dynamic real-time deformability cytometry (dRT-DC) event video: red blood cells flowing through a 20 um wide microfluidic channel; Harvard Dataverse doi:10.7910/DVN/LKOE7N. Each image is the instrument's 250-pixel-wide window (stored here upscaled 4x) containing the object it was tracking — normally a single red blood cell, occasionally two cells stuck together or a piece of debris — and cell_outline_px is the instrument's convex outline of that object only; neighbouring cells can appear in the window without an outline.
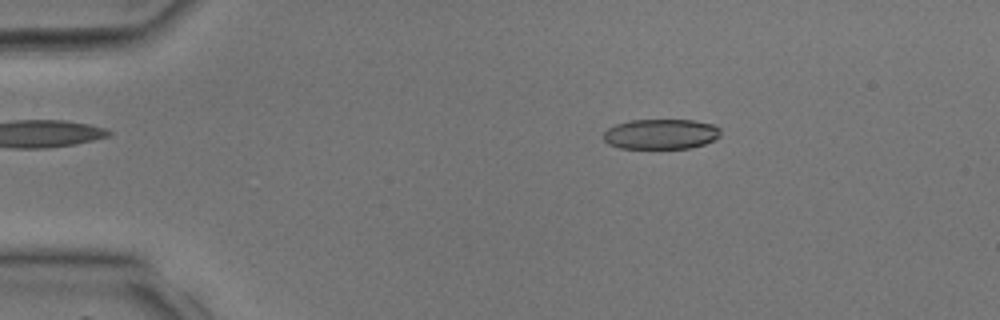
{"species": "common noctule bat (a hibernating species)", "species_latin": "Nyctalus noctula", "temperature_condition": "room temperature", "stored_images_in_passage": 37, "camera_frame_rate_fps": 3000, "um_per_image_px": 0.085, "animal": {"sex": "male", "body_mass_g": 17.9, "forearm_length_mm": 54.2}, "frame": {"image": 1, "passage_image": 6, "time_ms": 1.667, "image_size_px": [1000, 320], "cell_outline_px": [[720, 136], [704, 144], [688, 148], [620, 148], [608, 144], [604, 140], [604, 132], [608, 128], [616, 124], [632, 120], [692, 120], [716, 124], [720, 128]], "centroid_in_image_um": [56.19, 11.39], "position_along_channel_um": 28.8, "area_um2": 20.58}}
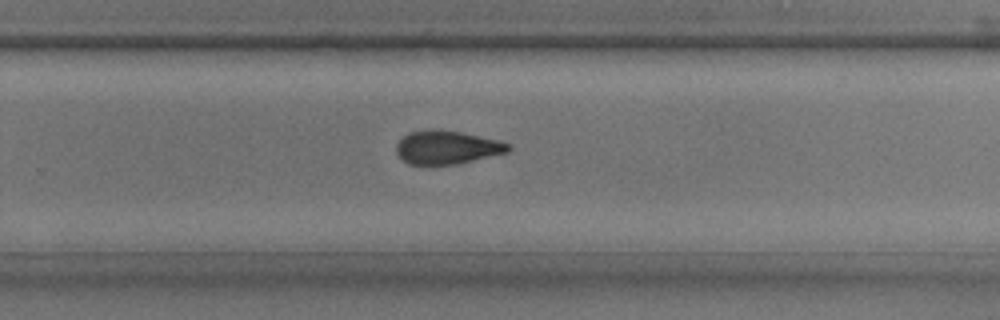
{"frame": {"image": 2, "passage_image": 24, "time_ms": 7.667, "image_size_px": [1000, 320], "cell_outline_px": [[512, 148], [508, 152], [456, 164], [408, 164], [396, 152], [396, 144], [408, 132], [428, 128], [460, 132], [500, 140], [512, 144]], "centroid_in_image_um": [38.01, 12.51], "position_along_channel_um": 291.8, "area_um2": 21.85}}
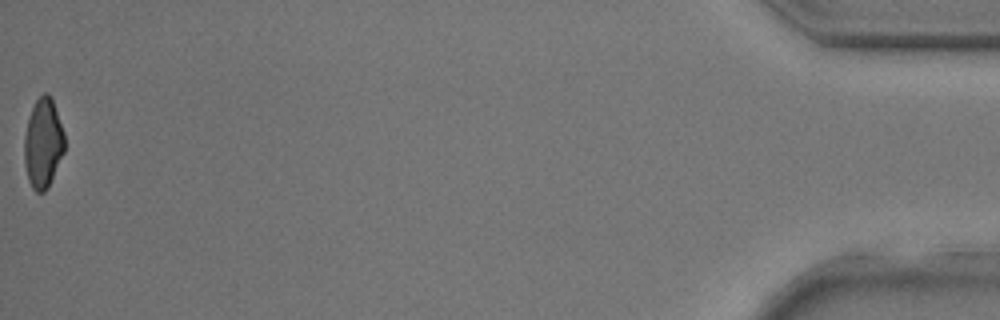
{"frame": {"image": 3, "passage_image": 37, "time_ms": 12.0, "image_size_px": [1000, 320], "cell_outline_px": [[64, 152], [48, 188], [44, 192], [36, 192], [32, 188], [28, 180], [24, 164], [24, 136], [28, 120], [32, 108], [36, 100], [44, 92], [48, 92], [52, 96], [64, 132]], "centroid_in_image_um": [3.66, 12.17], "position_along_channel_um": 431.5, "area_um2": 21.21}}